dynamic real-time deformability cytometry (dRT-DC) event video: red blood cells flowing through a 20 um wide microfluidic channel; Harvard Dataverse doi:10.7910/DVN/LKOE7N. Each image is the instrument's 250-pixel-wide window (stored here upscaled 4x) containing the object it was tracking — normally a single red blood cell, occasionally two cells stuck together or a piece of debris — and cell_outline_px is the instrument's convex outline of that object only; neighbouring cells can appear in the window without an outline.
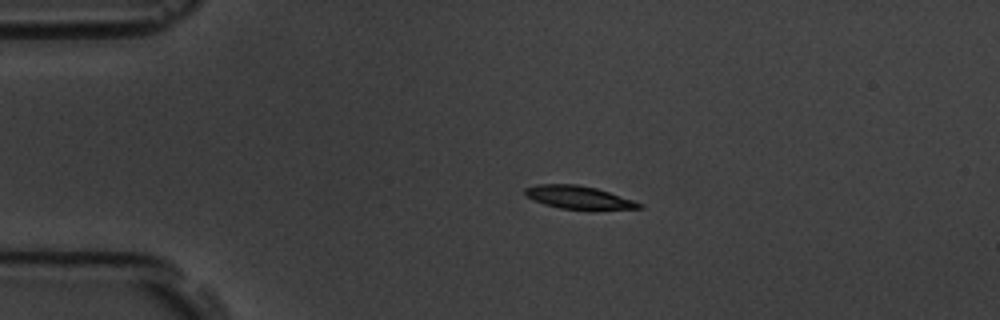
{"species": "common noctule bat (a hibernating species)", "species_latin": "Nyctalus noctula", "temperature_condition": "room temperature", "stored_images_in_passage": 3, "camera_frame_rate_fps": 3000, "um_per_image_px": 0.085, "animal": {"sex": "male", "body_mass_g": 19.5, "forearm_length_mm": 54.6}, "frame": {"image": 1, "passage_image": 1, "time_ms": 0.0, "image_size_px": [1000, 320], "cell_outline_px": [[644, 208], [588, 212], [560, 208], [544, 204], [532, 200], [524, 196], [524, 188], [536, 184], [576, 184], [596, 188], [644, 204]], "centroid_in_image_um": [49.2, 16.83], "position_along_channel_um": 35.8, "area_um2": 16.07}}
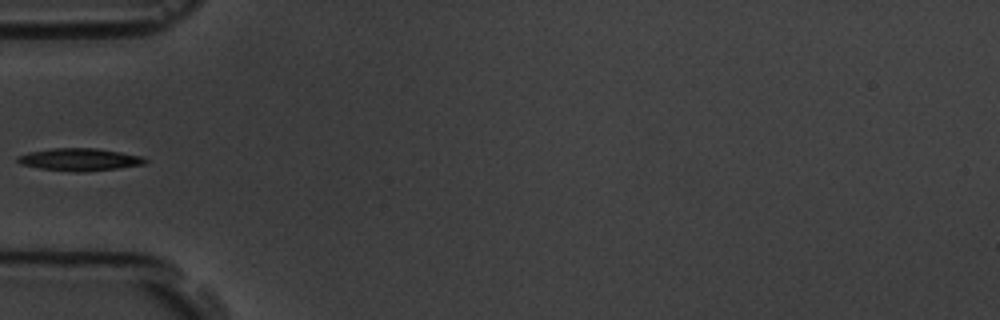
{"frame": {"image": 2, "passage_image": 3, "time_ms": 2.333, "image_size_px": [1000, 320], "cell_outline_px": [[148, 160], [144, 164], [116, 168], [84, 172], [76, 172], [40, 168], [20, 164], [16, 160], [16, 156], [28, 152], [52, 148], [96, 148], [120, 152], [140, 156]], "centroid_in_image_um": [6.71, 13.55], "position_along_channel_um": 78.3, "area_um2": 16.59}}